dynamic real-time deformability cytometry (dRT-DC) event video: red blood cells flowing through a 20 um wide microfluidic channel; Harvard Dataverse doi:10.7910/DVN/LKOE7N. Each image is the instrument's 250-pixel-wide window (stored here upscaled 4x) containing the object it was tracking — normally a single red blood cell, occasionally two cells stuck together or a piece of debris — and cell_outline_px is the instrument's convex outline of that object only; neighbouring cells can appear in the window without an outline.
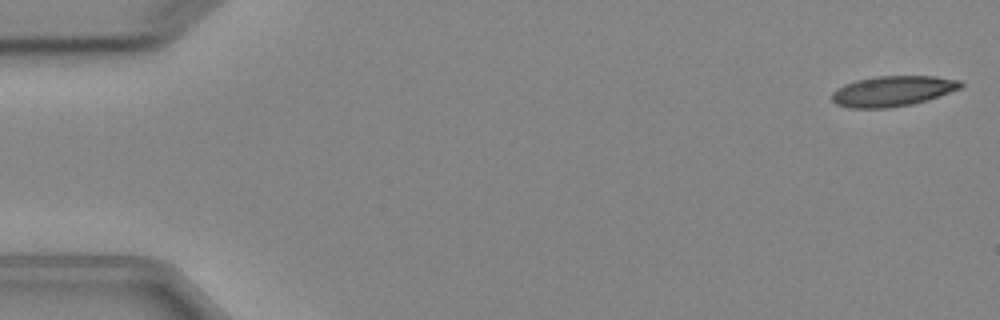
{"species": "Egyptian fruit bat (a non-hibernating species)", "species_latin": "Rousettus aegyptiacus", "temperature_condition": "cold", "stored_images_in_passage": 4, "camera_frame_rate_fps": 3000, "um_per_image_px": 0.085, "animal": {"sex": "female"}, "frame": {"image": 1, "passage_image": 1, "time_ms": 0.0, "image_size_px": [1000, 320], "cell_outline_px": [[964, 88], [928, 100], [912, 104], [888, 108], [848, 108], [836, 104], [832, 100], [832, 92], [836, 88], [844, 84], [856, 80], [876, 76], [936, 76], [960, 80], [964, 84]], "centroid_in_image_um": [75.91, 7.74], "position_along_channel_um": 9.1, "area_um2": 23.18}}
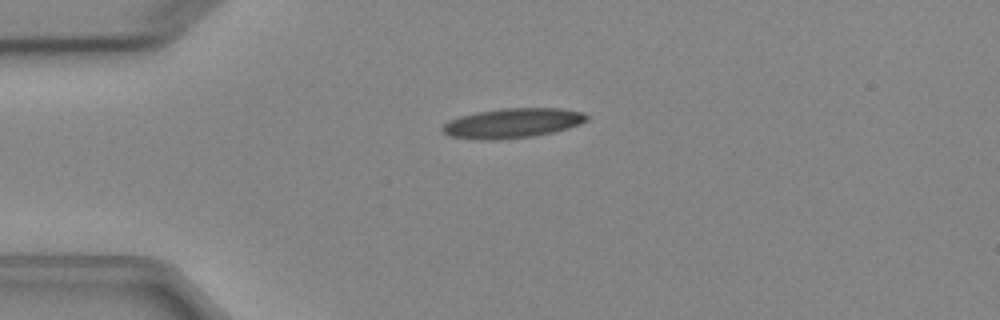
{"frame": {"image": 2, "passage_image": 4, "time_ms": 3.667, "image_size_px": [1000, 320], "cell_outline_px": [[588, 120], [580, 124], [568, 128], [536, 136], [492, 140], [484, 140], [448, 136], [440, 128], [448, 120], [460, 116], [476, 112], [500, 108], [560, 108], [584, 112], [588, 116]], "centroid_in_image_um": [43.56, 10.46], "position_along_channel_um": 41.4, "area_um2": 25.14}}